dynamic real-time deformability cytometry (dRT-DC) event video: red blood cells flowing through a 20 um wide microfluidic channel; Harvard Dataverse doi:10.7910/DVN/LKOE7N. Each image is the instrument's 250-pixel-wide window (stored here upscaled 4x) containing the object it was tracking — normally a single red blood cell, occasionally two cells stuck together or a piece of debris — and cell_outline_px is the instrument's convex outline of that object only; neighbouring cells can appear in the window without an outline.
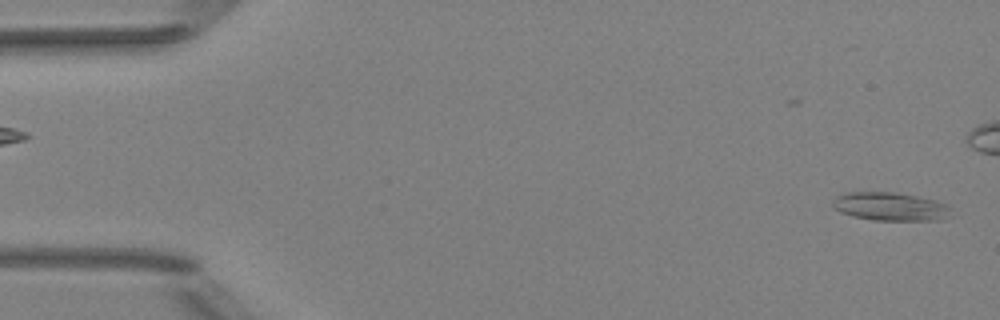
{"species": "Egyptian fruit bat (a non-hibernating species)", "species_latin": "Rousettus aegyptiacus", "temperature_condition": "room temperature", "stored_images_in_passage": 51, "camera_frame_rate_fps": 3000, "um_per_image_px": 0.085, "animal": {"sex": "female"}, "frame": {"image": 1, "passage_image": 1, "time_ms": 0.0, "image_size_px": [1000, 320], "cell_outline_px": [[948, 208], [940, 220], [872, 220], [852, 216], [840, 212], [832, 208], [832, 200], [836, 196], [844, 192], [892, 192], [916, 196], [936, 200], [948, 204]], "centroid_in_image_um": [75.55, 17.54], "position_along_channel_um": 9.5, "area_um2": 19.36}}
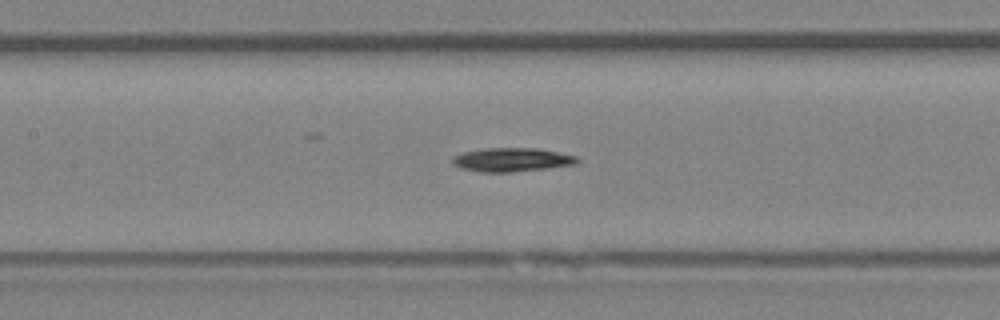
{"frame": {"image": 2, "passage_image": 23, "time_ms": 7.333, "image_size_px": [1000, 320], "cell_outline_px": [[580, 160], [576, 164], [512, 172], [480, 172], [460, 168], [452, 164], [452, 160], [456, 156], [464, 152], [484, 148], [540, 148], [576, 156]], "centroid_in_image_um": [43.51, 13.57], "position_along_channel_um": 163.9, "area_um2": 17.17}}
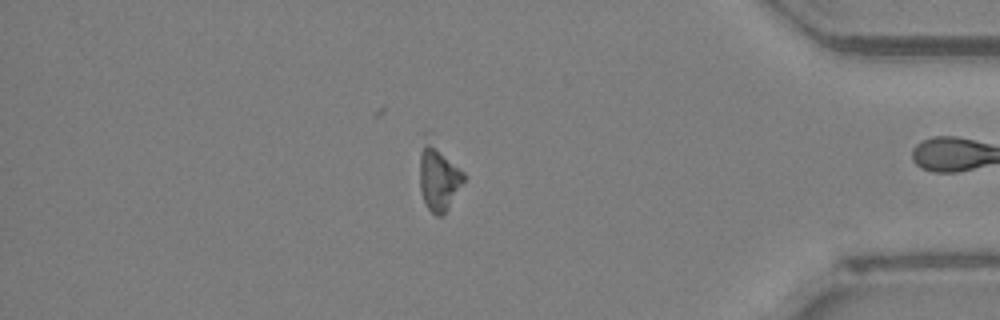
{"frame": {"image": 3, "passage_image": 43, "time_ms": 14.0, "image_size_px": [1000, 320], "cell_outline_px": [[464, 180], [444, 216], [436, 216], [428, 208], [424, 200], [420, 188], [420, 152], [424, 132], [428, 128], [464, 172]], "centroid_in_image_um": [37.25, 14.89], "position_along_channel_um": 397.9, "area_um2": 17.98}, "authors_computed_cell_mechanics": {"area_um2": 16.8776, "velocity_mm_per_s": 4.024, "shape_relaxation_time_tau1_ms": 1.4749, "shape_relaxation_time_tau2_ms": null, "deformation_change_tau1": 0.0857, "deformation_change_tau2": null}}